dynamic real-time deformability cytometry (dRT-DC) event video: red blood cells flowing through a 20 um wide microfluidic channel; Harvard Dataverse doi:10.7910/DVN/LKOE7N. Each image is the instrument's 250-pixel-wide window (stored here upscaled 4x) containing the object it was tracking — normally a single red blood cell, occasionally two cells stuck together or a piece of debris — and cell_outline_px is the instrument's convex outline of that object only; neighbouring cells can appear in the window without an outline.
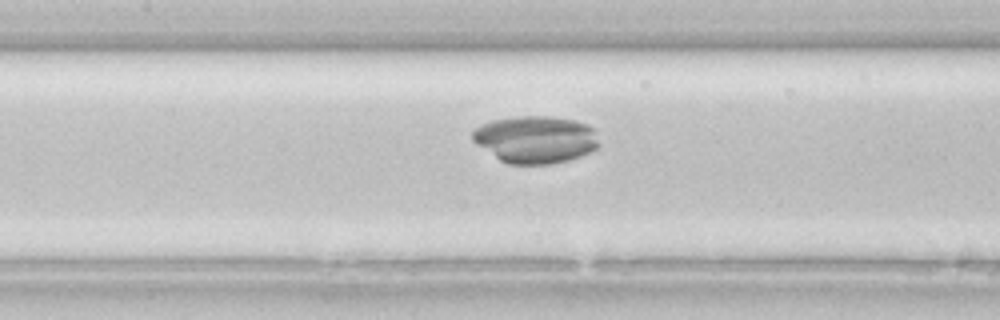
{"species": "common noctule bat (a hibernating species)", "species_latin": "Nyctalus noctula", "temperature_condition": "room temperature", "stored_images_in_passage": 45, "camera_frame_rate_fps": 3000, "um_per_image_px": 0.085, "animal": {"sex": "female", "body_mass_g": 22.7, "forearm_length_mm": 54.2}, "frame": {"image": 1, "passage_image": 21, "time_ms": 6.667, "image_size_px": [1000, 320], "cell_outline_px": [[600, 144], [596, 148], [580, 156], [568, 160], [548, 164], [508, 164], [500, 160], [476, 144], [472, 140], [472, 132], [476, 128], [492, 120], [516, 116], [548, 116], [576, 120], [588, 124], [592, 128]], "centroid_in_image_um": [45.51, 11.85], "position_along_channel_um": 161.9, "area_um2": 34.8}}
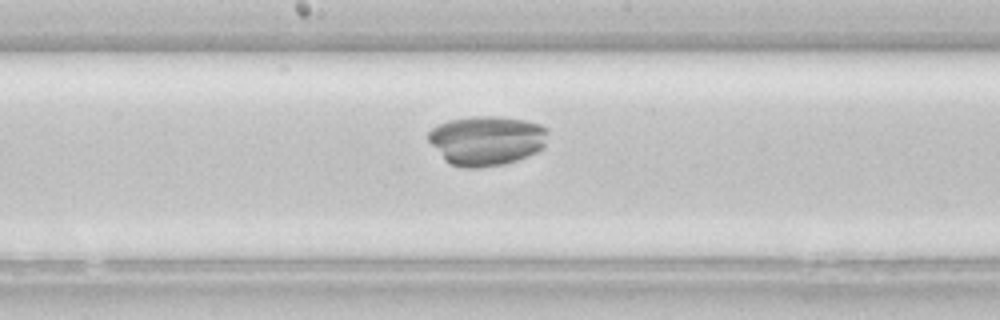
{"frame": {"image": 2, "passage_image": 24, "time_ms": 7.667, "image_size_px": [1000, 320], "cell_outline_px": [[548, 132], [544, 148], [536, 152], [516, 160], [504, 164], [476, 168], [464, 168], [448, 164], [444, 160], [428, 140], [428, 132], [432, 128], [448, 120], [472, 116], [496, 116], [524, 120], [540, 124], [548, 128]], "centroid_in_image_um": [41.35, 11.94], "position_along_channel_um": 206.8, "area_um2": 34.74}}
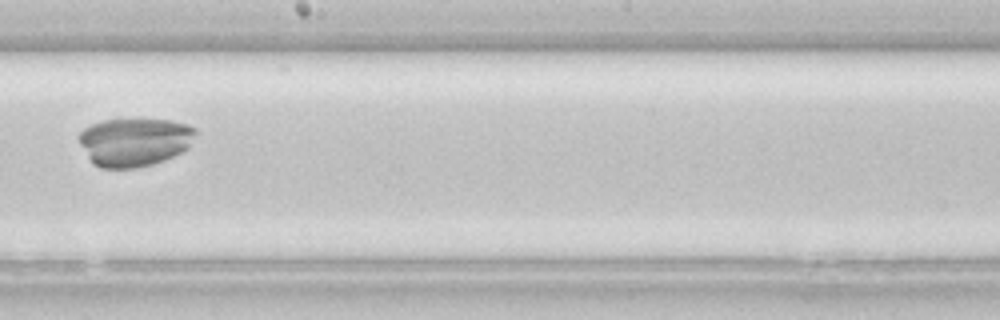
{"frame": {"image": 3, "passage_image": 26, "time_ms": 8.333, "image_size_px": [1000, 320], "cell_outline_px": [[196, 132], [188, 148], [164, 160], [152, 164], [136, 168], [100, 168], [92, 164], [80, 144], [76, 136], [84, 128], [92, 124], [104, 120], [168, 120], [188, 124], [196, 128]], "centroid_in_image_um": [11.4, 12.07], "position_along_channel_um": 236.8, "area_um2": 32.83}}